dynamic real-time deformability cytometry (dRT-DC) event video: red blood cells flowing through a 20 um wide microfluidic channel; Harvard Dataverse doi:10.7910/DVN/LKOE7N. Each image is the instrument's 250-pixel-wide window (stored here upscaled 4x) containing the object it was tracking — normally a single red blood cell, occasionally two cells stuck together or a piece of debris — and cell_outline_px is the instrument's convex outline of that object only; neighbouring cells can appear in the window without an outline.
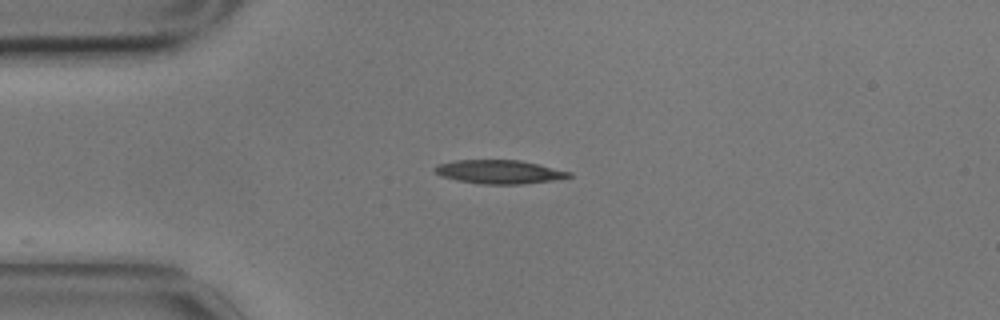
{"species": "common noctule bat (a hibernating species)", "species_latin": "Nyctalus noctula", "temperature_condition": "cold", "stored_images_in_passage": 15, "camera_frame_rate_fps": 3000, "um_per_image_px": 0.085, "animal": {"sex": "male", "body_mass_g": 17.9}, "frame": {"image": 1, "passage_image": 1, "time_ms": 0.0, "image_size_px": [1000, 320], "cell_outline_px": [[572, 176], [552, 180], [520, 184], [484, 184], [456, 180], [440, 176], [432, 168], [436, 164], [456, 160], [520, 160], [572, 172]], "centroid_in_image_um": [42.38, 14.6], "position_along_channel_um": 42.6, "area_um2": 18.44}}